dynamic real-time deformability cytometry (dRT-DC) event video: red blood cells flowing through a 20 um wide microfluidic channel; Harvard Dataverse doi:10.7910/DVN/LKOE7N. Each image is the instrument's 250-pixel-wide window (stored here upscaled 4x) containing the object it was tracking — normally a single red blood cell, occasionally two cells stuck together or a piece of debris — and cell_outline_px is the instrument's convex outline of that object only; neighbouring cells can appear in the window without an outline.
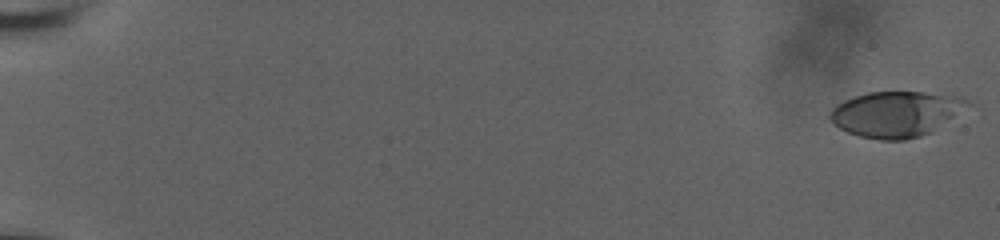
{"species": "human", "species_latin": "Homo sapiens", "temperature_condition": "room temperature", "stored_images_in_passage": 59, "camera_frame_rate_fps": 3000, "um_per_image_px": 0.085, "donor": {"sex": "male"}, "frame": {"image": 1, "passage_image": 1, "time_ms": 0.0, "image_size_px": [1000, 240], "cell_outline_px": [[972, 104], [932, 132], [920, 136], [904, 140], [876, 140], [860, 136], [848, 132], [840, 128], [828, 116], [832, 108], [836, 104], [844, 100], [868, 92], [924, 92], [956, 96], [968, 100]], "centroid_in_image_um": [76.16, 9.69], "position_along_channel_um": 8.8, "area_um2": 36.41}}
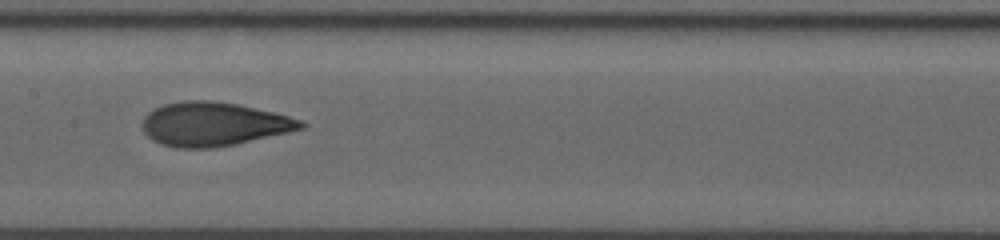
{"frame": {"image": 2, "passage_image": 33, "time_ms": 10.667, "image_size_px": [1000, 240], "cell_outline_px": [[308, 124], [304, 128], [288, 132], [236, 144], [212, 148], [176, 148], [160, 144], [152, 140], [144, 132], [140, 124], [144, 116], [152, 108], [164, 104], [184, 100], [212, 100], [240, 104], [288, 116], [300, 120]], "centroid_in_image_um": [18.11, 10.54], "position_along_channel_um": 189.3, "area_um2": 40.81}}
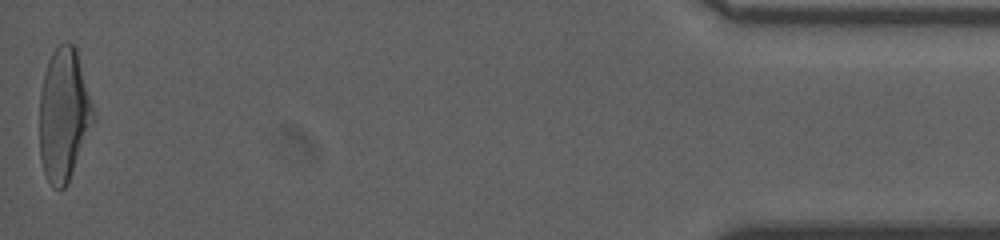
{"frame": {"image": 3, "passage_image": 59, "time_ms": 19.333, "image_size_px": [1000, 240], "cell_outline_px": [[96, 120], [68, 180], [64, 188], [60, 192], [52, 188], [44, 172], [40, 160], [40, 92], [44, 72], [48, 60], [52, 52], [60, 44], [68, 40], [76, 48], [96, 116]], "centroid_in_image_um": [5.43, 9.75], "position_along_channel_um": 429.8, "area_um2": 41.85}, "authors_computed_cell_mechanics": {"area_um2": 38.8416, "velocity_mm_per_s": 3.7483, "shape_relaxation_time_tau1_ms": 5.22, "shape_relaxation_time_tau2_ms": 1.4758, "deformation_change_tau1": 0.1982, "deformation_change_tau2": 0.0907}}